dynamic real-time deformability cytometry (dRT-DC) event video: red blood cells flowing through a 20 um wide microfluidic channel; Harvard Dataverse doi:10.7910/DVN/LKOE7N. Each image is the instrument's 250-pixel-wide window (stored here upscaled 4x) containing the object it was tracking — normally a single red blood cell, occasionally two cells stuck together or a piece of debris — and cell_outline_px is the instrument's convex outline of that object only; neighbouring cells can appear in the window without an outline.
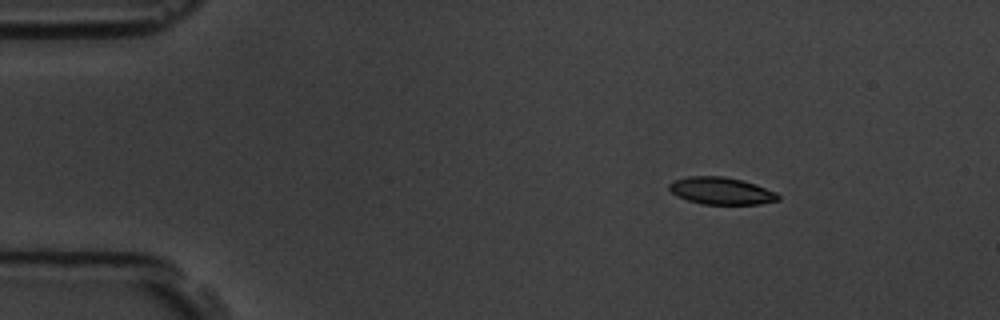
{"species": "common noctule bat (a hibernating species)", "species_latin": "Nyctalus noctula", "temperature_condition": "room temperature", "stored_images_in_passage": 50, "camera_frame_rate_fps": 3000, "um_per_image_px": 0.085, "animal": {"sex": "male", "body_mass_g": 19.5, "forearm_length_mm": 54.6}, "frame": {"image": 1, "passage_image": 1, "time_ms": 0.0, "image_size_px": [1000, 320], "cell_outline_px": [[780, 200], [760, 204], [704, 204], [688, 200], [676, 196], [668, 188], [668, 184], [672, 180], [688, 176], [724, 176], [756, 184], [776, 192], [780, 196]], "centroid_in_image_um": [61.29, 16.22], "position_along_channel_um": 23.7, "area_um2": 17.34}}
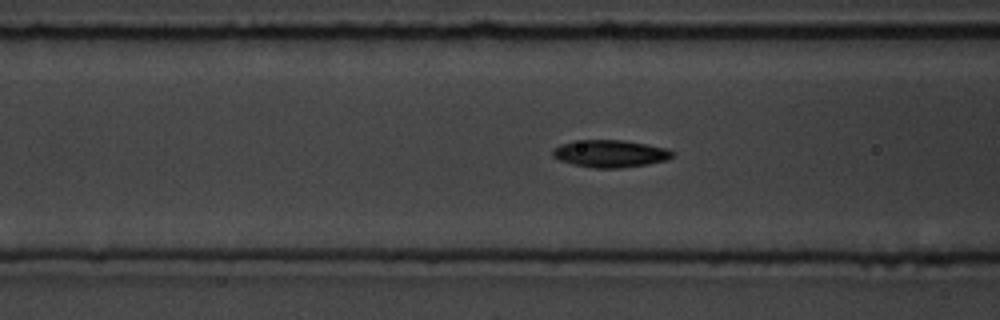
{"frame": {"image": 2, "passage_image": 15, "time_ms": 4.667, "image_size_px": [1000, 320], "cell_outline_px": [[676, 156], [668, 160], [648, 164], [620, 168], [592, 168], [572, 164], [560, 160], [552, 156], [552, 148], [560, 144], [572, 140], [624, 140], [648, 144], [668, 148], [676, 152]], "centroid_in_image_um": [51.9, 13.05], "position_along_channel_um": 114.7, "area_um2": 19.54}}
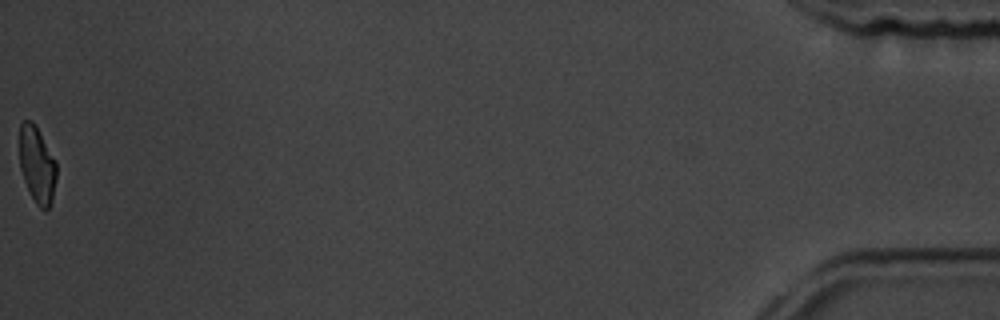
{"frame": {"image": 3, "passage_image": 50, "time_ms": 16.333, "image_size_px": [1000, 320], "cell_outline_px": [[56, 180], [52, 200], [48, 208], [44, 212], [36, 204], [24, 180], [20, 168], [20, 124], [24, 120], [32, 120], [56, 160]], "centroid_in_image_um": [3.16, 14.02], "position_along_channel_um": 432.0, "area_um2": 16.42}, "authors_computed_cell_mechanics": {"area_um2": 18.2359, "velocity_mm_per_s": 3.5968, "shape_relaxation_time_tau1_ms": 6.1169, "shape_relaxation_time_tau2_ms": 2.9157, "deformation_change_tau1": 0.16, "deformation_change_tau2": 0.0816}}